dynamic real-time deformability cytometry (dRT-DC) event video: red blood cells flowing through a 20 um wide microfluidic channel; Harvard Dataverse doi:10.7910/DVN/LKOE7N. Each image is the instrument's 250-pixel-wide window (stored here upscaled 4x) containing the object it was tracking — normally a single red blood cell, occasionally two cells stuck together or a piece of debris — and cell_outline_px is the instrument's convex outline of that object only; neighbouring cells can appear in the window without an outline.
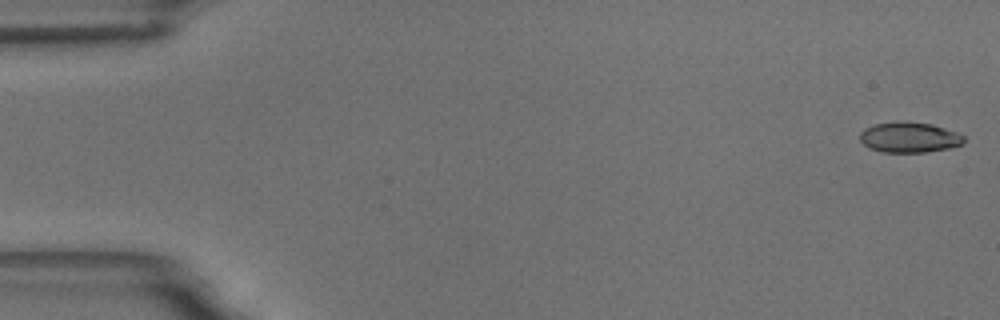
{"species": "common noctule bat (a hibernating species)", "species_latin": "Nyctalus noctula", "temperature_condition": "room temperature", "stored_images_in_passage": 6, "camera_frame_rate_fps": 3000, "um_per_image_px": 0.085, "animal": {"sex": "male", "body_mass_g": 18.8}, "frame": {"image": 1, "passage_image": 1, "time_ms": 0.0, "image_size_px": [1000, 320], "cell_outline_px": [[964, 144], [948, 148], [924, 152], [884, 152], [868, 148], [860, 140], [860, 132], [864, 128], [872, 124], [900, 120], [932, 124], [956, 132], [964, 136]], "centroid_in_image_um": [77.26, 11.66], "position_along_channel_um": 7.7, "area_um2": 18.61}}